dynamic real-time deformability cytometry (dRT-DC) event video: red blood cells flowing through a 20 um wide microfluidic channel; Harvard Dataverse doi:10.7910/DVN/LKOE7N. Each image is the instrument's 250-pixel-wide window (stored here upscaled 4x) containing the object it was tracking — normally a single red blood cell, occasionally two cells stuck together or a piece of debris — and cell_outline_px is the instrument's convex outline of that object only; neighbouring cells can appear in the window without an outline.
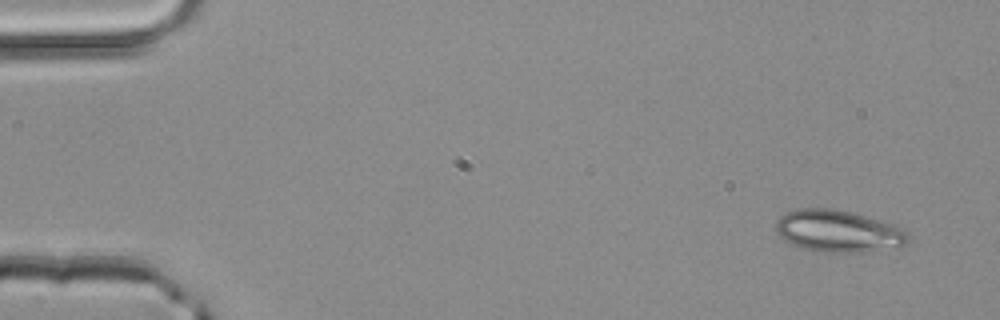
{"species": "common noctule bat (a hibernating species)", "species_latin": "Nyctalus noctula", "temperature_condition": "room temperature", "stored_images_in_passage": 4, "camera_frame_rate_fps": 3000, "um_per_image_px": 0.085, "animal": {"sex": "male", "body_mass_g": 20.4}, "frame": {"image": 1, "passage_image": 4, "time_ms": 1.0, "image_size_px": [1000, 320], "cell_outline_px": [[908, 240], [900, 248], [872, 252], [824, 252], [804, 248], [784, 240], [776, 232], [776, 220], [780, 216], [788, 212], [800, 208], [832, 208], [852, 212], [892, 224], [908, 232]], "centroid_in_image_um": [71.28, 19.66], "position_along_channel_um": 13.7, "area_um2": 32.43}}